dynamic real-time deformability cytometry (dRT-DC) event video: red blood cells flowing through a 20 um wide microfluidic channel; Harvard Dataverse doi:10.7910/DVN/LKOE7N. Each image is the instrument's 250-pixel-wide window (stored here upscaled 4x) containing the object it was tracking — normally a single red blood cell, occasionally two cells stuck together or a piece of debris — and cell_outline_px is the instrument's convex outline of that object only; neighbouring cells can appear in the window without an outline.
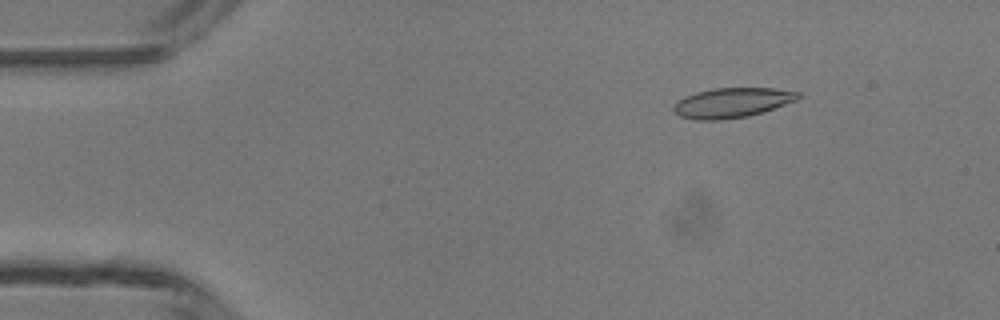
{"species": "common noctule bat (a hibernating species)", "species_latin": "Nyctalus noctula", "temperature_condition": "room temperature", "stored_images_in_passage": 4, "camera_frame_rate_fps": 3000, "um_per_image_px": 0.085, "animal": {"sex": "male", "body_mass_g": 13.3}, "frame": {"image": 1, "passage_image": 2, "time_ms": 1.0, "image_size_px": [1000, 320], "cell_outline_px": [[804, 96], [796, 100], [764, 112], [748, 116], [720, 120], [696, 120], [680, 116], [672, 108], [676, 100], [684, 96], [696, 92], [712, 88], [772, 88], [800, 92]], "centroid_in_image_um": [62.22, 8.73], "position_along_channel_um": 22.8, "area_um2": 21.85}}